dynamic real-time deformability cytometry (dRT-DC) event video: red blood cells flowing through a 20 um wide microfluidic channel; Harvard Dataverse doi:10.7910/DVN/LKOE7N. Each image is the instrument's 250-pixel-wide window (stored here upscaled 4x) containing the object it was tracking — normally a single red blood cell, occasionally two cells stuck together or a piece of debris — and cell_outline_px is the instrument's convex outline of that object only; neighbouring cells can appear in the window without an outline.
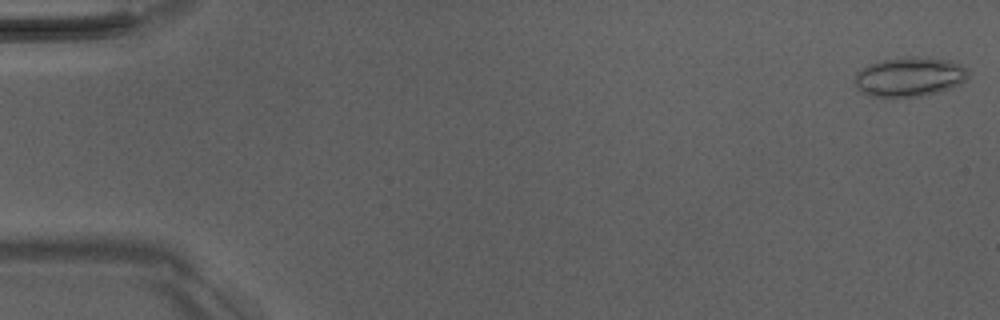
{"species": "Egyptian fruit bat (a non-hibernating species)", "species_latin": "Rousettus aegyptiacus", "temperature_condition": "room temperature", "stored_images_in_passage": 5, "camera_frame_rate_fps": 3000, "um_per_image_px": 0.085, "animal": {"sex": "male"}, "frame": {"image": 1, "passage_image": 1, "time_ms": 0.0, "image_size_px": [1000, 320], "cell_outline_px": [[968, 76], [960, 84], [924, 96], [892, 100], [868, 96], [856, 88], [852, 80], [856, 72], [868, 64], [884, 60], [908, 56], [916, 56], [952, 60], [960, 64], [968, 72]], "centroid_in_image_um": [77.22, 6.57], "position_along_channel_um": 7.8, "area_um2": 26.93}}